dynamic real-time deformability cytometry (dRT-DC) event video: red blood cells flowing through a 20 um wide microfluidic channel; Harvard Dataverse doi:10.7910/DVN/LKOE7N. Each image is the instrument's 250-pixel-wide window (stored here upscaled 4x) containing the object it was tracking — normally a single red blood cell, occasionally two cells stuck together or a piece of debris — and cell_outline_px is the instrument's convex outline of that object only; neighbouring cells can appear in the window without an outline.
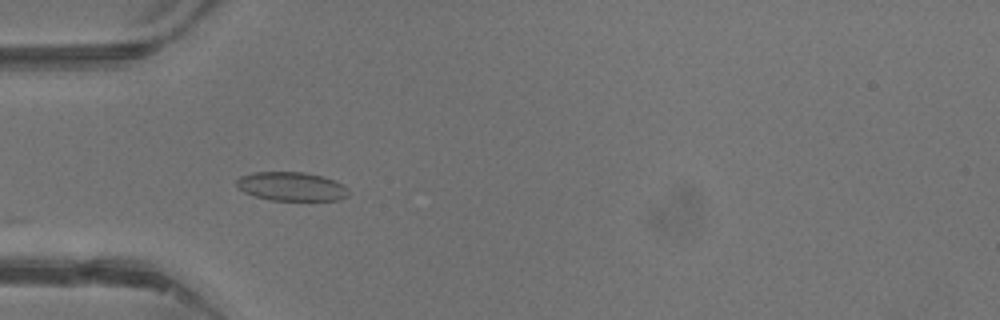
{"species": "common noctule bat (a hibernating species)", "species_latin": "Nyctalus noctula", "temperature_condition": "warm", "stored_images_in_passage": 24, "camera_frame_rate_fps": 3000, "um_per_image_px": 0.085, "animal": {"sex": "male", "body_mass_g": 13.3}, "frame": {"image": 1, "passage_image": 1, "time_ms": 0.0, "image_size_px": [1000, 320], "cell_outline_px": [[348, 196], [340, 200], [272, 200], [256, 196], [244, 192], [236, 184], [236, 180], [240, 176], [252, 172], [304, 172], [336, 180], [344, 184], [348, 188]], "centroid_in_image_um": [24.8, 15.84], "position_along_channel_um": 60.2, "area_um2": 18.84}}
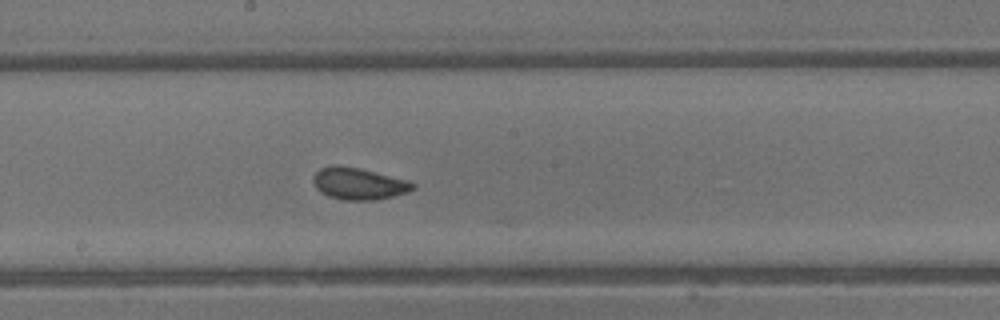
{"frame": {"image": 2, "passage_image": 11, "time_ms": 3.333, "image_size_px": [1000, 320], "cell_outline_px": [[416, 188], [408, 192], [376, 200], [344, 200], [328, 196], [320, 192], [316, 188], [312, 180], [312, 176], [320, 168], [336, 164], [360, 168], [408, 180], [416, 184]], "centroid_in_image_um": [30.48, 15.6], "position_along_channel_um": 217.7, "area_um2": 18.67}}
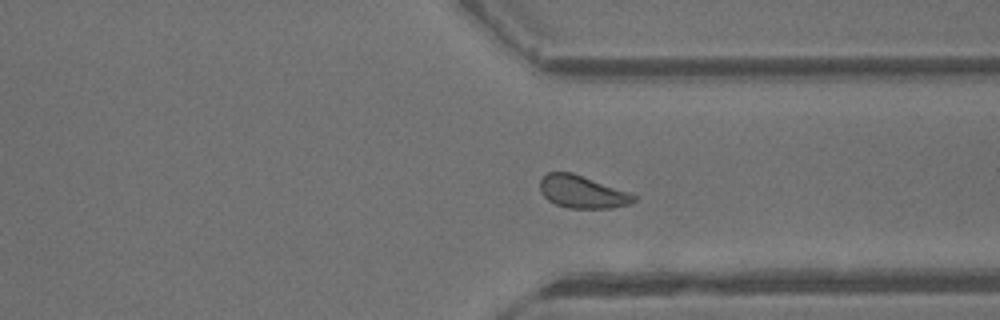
{"frame": {"image": 3, "passage_image": 20, "time_ms": 6.333, "image_size_px": [1000, 320], "cell_outline_px": [[636, 200], [628, 204], [608, 208], [568, 208], [556, 204], [548, 200], [540, 192], [540, 180], [548, 172], [572, 172], [628, 192], [636, 196]], "centroid_in_image_um": [49.45, 16.31], "position_along_channel_um": 361.9, "area_um2": 17.57}, "authors_computed_cell_mechanics": {"area_um2": 17.8313, "velocity_mm_per_s": 4.8203, "shape_relaxation_time_tau1_ms": 3.2723, "shape_relaxation_time_tau2_ms": 0.9021, "deformation_change_tau1": 0.0785, "deformation_change_tau2": 0.0501}}